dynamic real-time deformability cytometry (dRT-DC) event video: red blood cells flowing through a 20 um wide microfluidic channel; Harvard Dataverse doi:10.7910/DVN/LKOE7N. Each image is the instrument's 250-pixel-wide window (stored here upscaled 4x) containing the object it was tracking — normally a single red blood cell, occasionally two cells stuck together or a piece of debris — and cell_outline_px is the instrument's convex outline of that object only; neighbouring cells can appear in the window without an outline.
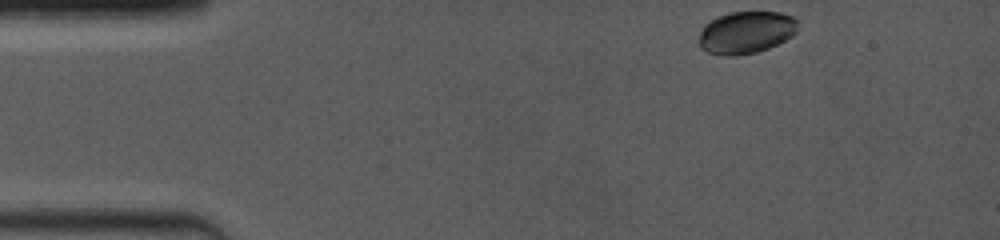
{"species": "common noctule bat (a hibernating species)", "species_latin": "Nyctalus noctula", "temperature_condition": "room temperature", "stored_images_in_passage": 66, "camera_frame_rate_fps": 4000, "um_per_image_px": 0.085, "animal": {"sex": "female", "body_mass_g": 19.0, "forearm_length_mm": 53.3}, "frame": {"image": 1, "passage_image": 1, "time_ms": 0.0, "image_size_px": [1000, 240], "cell_outline_px": [[796, 32], [792, 36], [768, 48], [756, 52], [736, 56], [724, 56], [708, 52], [700, 48], [700, 28], [704, 24], [728, 12], [780, 12], [792, 16], [796, 20]], "centroid_in_image_um": [63.39, 2.76], "position_along_channel_um": 21.6, "area_um2": 24.28}}
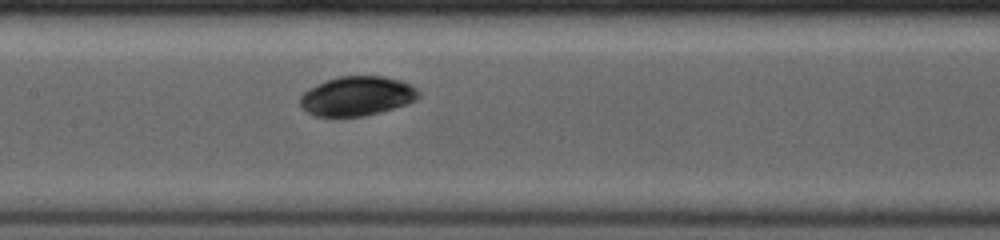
{"frame": {"image": 2, "passage_image": 31, "time_ms": 6.0, "image_size_px": [1000, 240], "cell_outline_px": [[420, 96], [416, 100], [408, 104], [380, 112], [364, 116], [316, 116], [300, 108], [300, 96], [308, 88], [324, 80], [340, 76], [384, 76], [400, 80], [412, 84], [420, 92]], "centroid_in_image_um": [30.35, 8.16], "position_along_channel_um": 177.0, "area_um2": 27.51}}
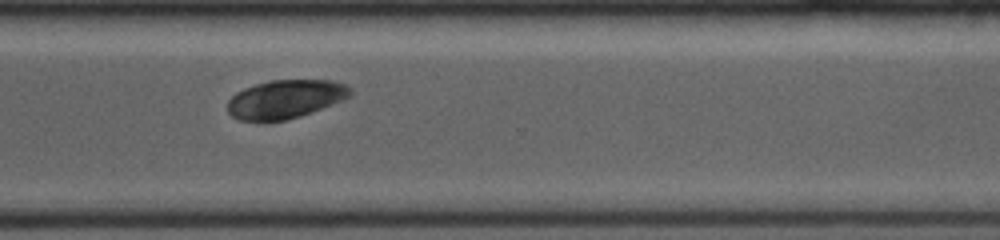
{"frame": {"image": 3, "passage_image": 65, "time_ms": 10.25, "image_size_px": [1000, 240], "cell_outline_px": [[352, 92], [344, 100], [312, 112], [288, 120], [240, 120], [232, 116], [228, 112], [228, 100], [236, 92], [244, 88], [256, 84], [272, 80], [336, 80], [352, 88]], "centroid_in_image_um": [24.28, 8.41], "position_along_channel_um": 346.3, "area_um2": 27.51}}